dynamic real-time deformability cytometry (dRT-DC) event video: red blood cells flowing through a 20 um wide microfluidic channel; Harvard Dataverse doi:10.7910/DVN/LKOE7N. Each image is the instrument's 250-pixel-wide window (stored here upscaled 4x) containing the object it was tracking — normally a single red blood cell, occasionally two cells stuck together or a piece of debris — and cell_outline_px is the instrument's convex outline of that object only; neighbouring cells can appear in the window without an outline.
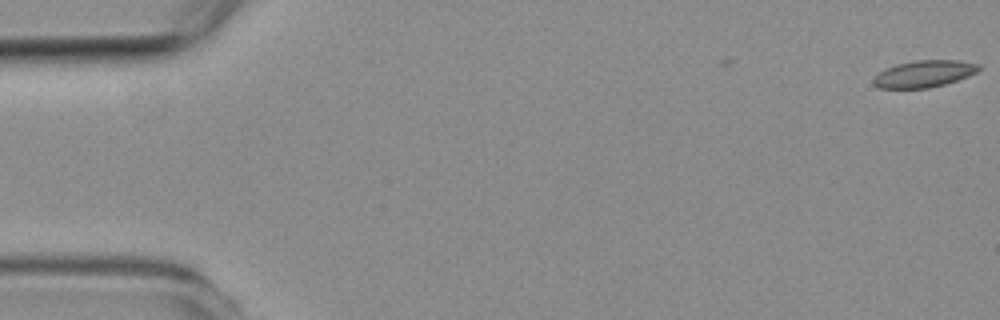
{"species": "common noctule bat (a hibernating species)", "species_latin": "Nyctalus noctula", "temperature_condition": "room temperature", "stored_images_in_passage": 2, "camera_frame_rate_fps": 3000, "um_per_image_px": 0.085, "animal": {"sex": "female", "body_mass_g": 19.3, "forearm_length_mm": 54.1}, "frame": {"image": 1, "passage_image": 2, "time_ms": 1.333, "image_size_px": [1000, 320], "cell_outline_px": [[980, 68], [976, 72], [968, 76], [944, 84], [928, 88], [880, 88], [872, 84], [872, 80], [884, 68], [896, 64], [916, 60], [960, 60], [980, 64]], "centroid_in_image_um": [78.53, 6.26], "position_along_channel_um": 6.5, "area_um2": 16.47}}